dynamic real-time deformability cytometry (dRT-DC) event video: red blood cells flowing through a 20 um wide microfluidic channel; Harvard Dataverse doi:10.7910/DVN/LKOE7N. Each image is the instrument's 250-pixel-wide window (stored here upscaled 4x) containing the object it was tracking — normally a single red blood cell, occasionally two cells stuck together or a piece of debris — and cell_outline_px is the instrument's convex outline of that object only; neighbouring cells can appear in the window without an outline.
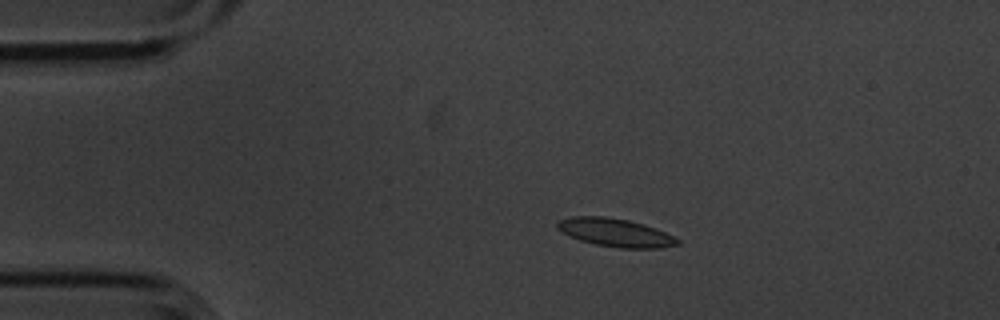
{"species": "common noctule bat (a hibernating species)", "species_latin": "Nyctalus noctula", "temperature_condition": "cold", "stored_images_in_passage": 15, "camera_frame_rate_fps": 3000, "um_per_image_px": 0.085, "animal": {"sex": "male", "body_mass_g": 20.1, "forearm_length_mm": 53.5}, "frame": {"image": 1, "passage_image": 4, "time_ms": 1.0, "image_size_px": [1000, 320], "cell_outline_px": [[680, 244], [660, 248], [620, 248], [596, 244], [580, 240], [556, 228], [556, 220], [572, 216], [604, 216], [628, 220], [644, 224], [656, 228], [680, 240]], "centroid_in_image_um": [52.3, 19.76], "position_along_channel_um": 32.7, "area_um2": 19.65}}
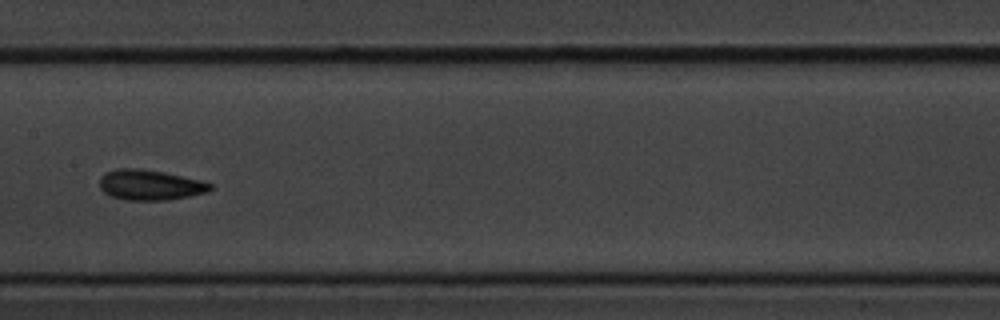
{"frame": {"image": 2, "passage_image": 8, "time_ms": 2.333, "image_size_px": [1000, 320], "cell_outline_px": [[212, 188], [208, 192], [168, 200], [124, 200], [112, 196], [104, 192], [100, 188], [100, 176], [116, 168], [136, 168], [164, 172], [200, 180], [212, 184]], "centroid_in_image_um": [12.74, 15.72], "position_along_channel_um": 194.7, "area_um2": 19.48}}
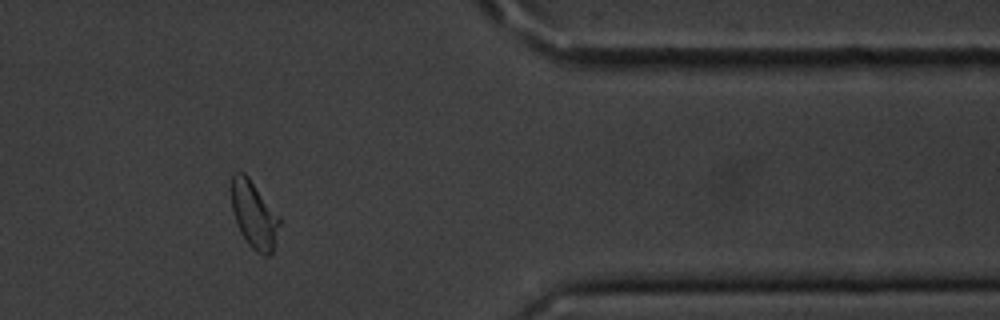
{"frame": {"image": 3, "passage_image": 13, "time_ms": 4.0, "image_size_px": [1000, 320], "cell_outline_px": [[280, 224], [272, 252], [268, 256], [264, 256], [256, 252], [248, 244], [240, 232], [232, 208], [232, 176], [236, 172], [244, 172], [248, 176], [280, 216]], "centroid_in_image_um": [21.61, 18.26], "position_along_channel_um": 389.8, "area_um2": 18.67}}